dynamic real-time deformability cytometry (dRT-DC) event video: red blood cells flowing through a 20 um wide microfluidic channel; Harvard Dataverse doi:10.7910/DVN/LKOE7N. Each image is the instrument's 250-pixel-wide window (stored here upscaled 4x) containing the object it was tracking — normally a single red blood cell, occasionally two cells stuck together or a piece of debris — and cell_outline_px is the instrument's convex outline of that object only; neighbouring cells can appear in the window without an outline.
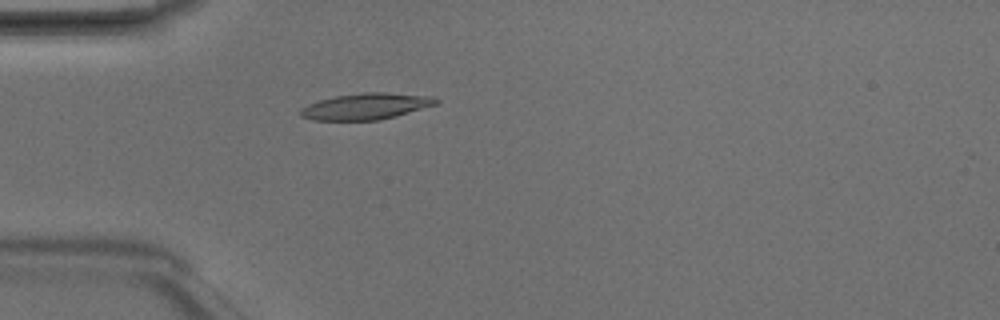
{"species": "Egyptian fruit bat (a non-hibernating species)", "species_latin": "Rousettus aegyptiacus", "temperature_condition": "room temperature", "stored_images_in_passage": 3, "camera_frame_rate_fps": 3000, "um_per_image_px": 0.085, "animal": {"sex": "male"}, "frame": {"image": 1, "passage_image": 3, "time_ms": 0.667, "image_size_px": [1000, 320], "cell_outline_px": [[440, 100], [436, 104], [396, 116], [380, 120], [312, 120], [300, 116], [300, 108], [308, 104], [320, 100], [336, 96], [364, 92], [384, 92], [436, 96]], "centroid_in_image_um": [31.13, 9.03], "position_along_channel_um": 53.9, "area_um2": 20.81}}